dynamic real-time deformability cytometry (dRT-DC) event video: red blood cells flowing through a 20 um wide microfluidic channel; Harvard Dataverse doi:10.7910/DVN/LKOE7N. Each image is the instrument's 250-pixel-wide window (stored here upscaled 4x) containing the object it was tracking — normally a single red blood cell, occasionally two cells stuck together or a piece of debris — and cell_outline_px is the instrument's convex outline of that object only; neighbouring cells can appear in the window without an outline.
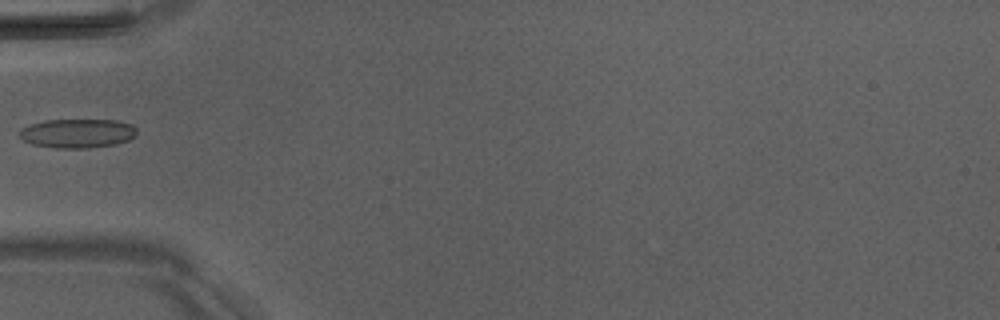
{"species": "Egyptian fruit bat (a non-hibernating species)", "species_latin": "Rousettus aegyptiacus", "temperature_condition": "room temperature", "stored_images_in_passage": 5, "camera_frame_rate_fps": 3000, "um_per_image_px": 0.085, "animal": {"sex": "male"}, "frame": {"image": 1, "passage_image": 5, "time_ms": 5.667, "image_size_px": [1000, 320], "cell_outline_px": [[136, 136], [128, 140], [116, 144], [84, 148], [56, 148], [32, 144], [24, 140], [20, 136], [20, 128], [28, 124], [44, 120], [116, 120], [132, 124], [136, 128]], "centroid_in_image_um": [6.58, 11.32], "position_along_channel_um": 78.4, "area_um2": 19.94}}